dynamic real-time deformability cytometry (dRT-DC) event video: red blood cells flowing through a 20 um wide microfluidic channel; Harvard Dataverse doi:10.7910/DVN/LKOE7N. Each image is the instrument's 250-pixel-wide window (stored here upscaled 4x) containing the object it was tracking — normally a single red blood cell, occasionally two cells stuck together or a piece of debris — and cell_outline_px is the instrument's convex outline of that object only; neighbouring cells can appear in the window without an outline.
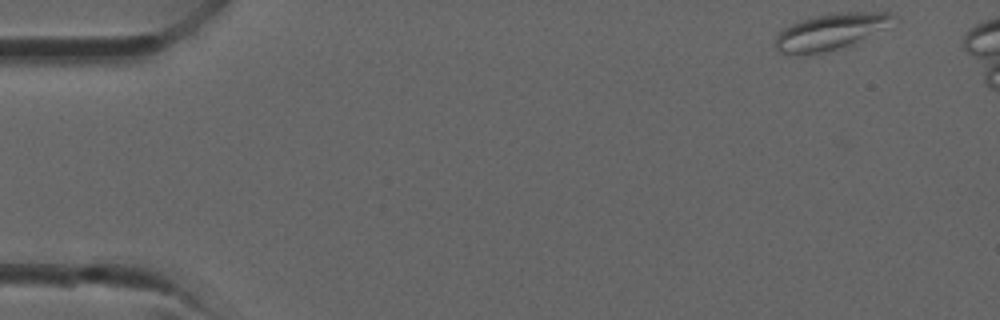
{"species": "common noctule bat (a hibernating species)", "species_latin": "Nyctalus noctula", "temperature_condition": "room temperature", "stored_images_in_passage": 32, "camera_frame_rate_fps": 3000, "um_per_image_px": 0.085, "animal": {"sex": "male", "forearm_length_mm": 52.5}, "frame": {"image": 1, "passage_image": 1, "time_ms": 0.0, "image_size_px": [1000, 320], "cell_outline_px": [[900, 20], [884, 28], [848, 44], [836, 48], [820, 52], [800, 56], [792, 56], [780, 52], [776, 48], [776, 36], [784, 28], [800, 20], [812, 16], [840, 12], [892, 12], [900, 16]], "centroid_in_image_um": [70.61, 2.66], "position_along_channel_um": 14.4, "area_um2": 24.74}}
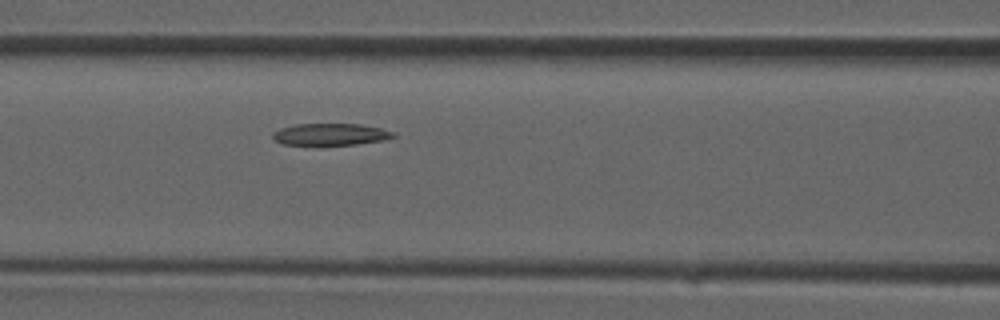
{"frame": {"image": 2, "passage_image": 14, "time_ms": 4.333, "image_size_px": [1000, 320], "cell_outline_px": [[396, 136], [384, 140], [356, 144], [316, 148], [284, 144], [276, 140], [272, 136], [272, 132], [280, 128], [296, 124], [360, 124], [380, 128], [392, 132]], "centroid_in_image_um": [28.02, 11.47], "position_along_channel_um": 138.6, "area_um2": 16.07}}
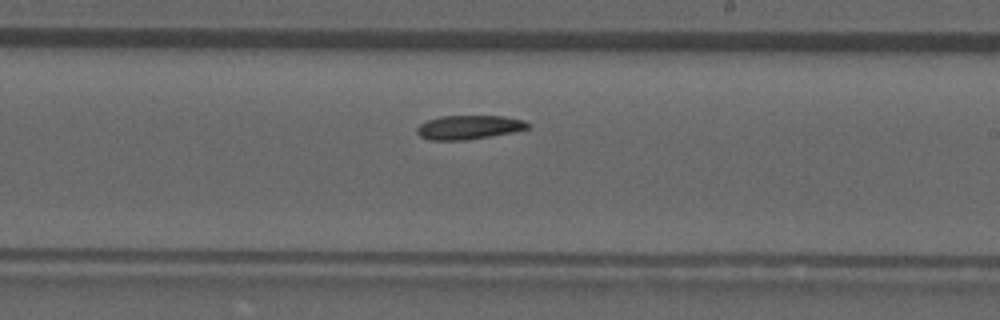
{"frame": {"image": 3, "passage_image": 20, "time_ms": 6.333, "image_size_px": [1000, 320], "cell_outline_px": [[532, 124], [528, 128], [512, 132], [464, 140], [428, 140], [420, 136], [416, 132], [416, 128], [424, 120], [440, 116], [504, 116], [524, 120]], "centroid_in_image_um": [39.81, 10.81], "position_along_channel_um": 249.2, "area_um2": 15.55}}